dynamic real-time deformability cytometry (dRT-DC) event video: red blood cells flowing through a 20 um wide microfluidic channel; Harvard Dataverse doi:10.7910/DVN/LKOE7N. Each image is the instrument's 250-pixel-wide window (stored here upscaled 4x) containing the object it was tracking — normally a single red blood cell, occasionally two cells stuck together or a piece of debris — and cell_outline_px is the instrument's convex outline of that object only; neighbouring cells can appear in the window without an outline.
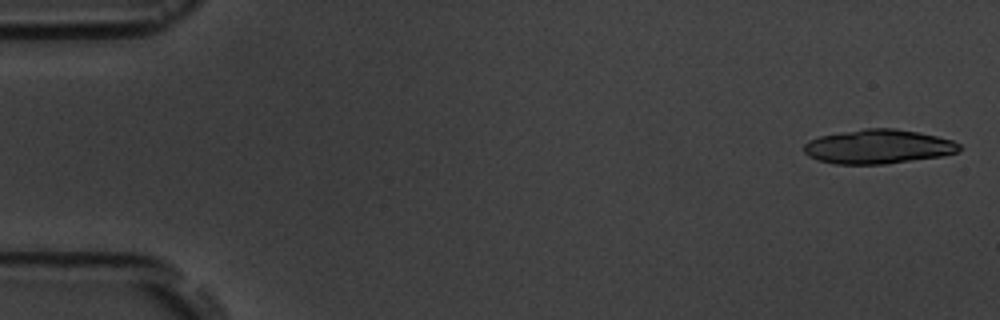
{"species": "common noctule bat (a hibernating species)", "species_latin": "Nyctalus noctula", "temperature_condition": "room temperature", "stored_images_in_passage": 4, "camera_frame_rate_fps": 3000, "um_per_image_px": 0.085, "animal": {"sex": "male", "body_mass_g": 19.5, "forearm_length_mm": 54.6}, "frame": {"image": 1, "passage_image": 1, "time_ms": 0.0, "image_size_px": [1000, 320], "cell_outline_px": [[960, 152], [940, 156], [884, 164], [836, 164], [816, 160], [808, 156], [804, 152], [804, 144], [808, 140], [820, 136], [864, 128], [896, 128], [920, 132], [952, 140], [960, 144]], "centroid_in_image_um": [74.63, 12.46], "position_along_channel_um": 10.4, "area_um2": 31.04}}